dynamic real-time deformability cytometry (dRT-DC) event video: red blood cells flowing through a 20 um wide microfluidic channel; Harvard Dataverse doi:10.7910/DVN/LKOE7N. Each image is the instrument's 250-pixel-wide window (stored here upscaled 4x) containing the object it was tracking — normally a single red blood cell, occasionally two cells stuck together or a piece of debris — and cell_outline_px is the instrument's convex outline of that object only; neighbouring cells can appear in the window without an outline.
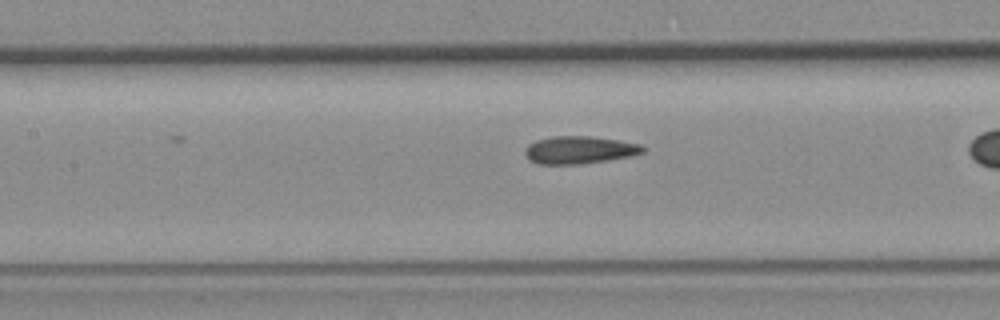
{"species": "common noctule bat (a hibernating species)", "species_latin": "Nyctalus noctula", "temperature_condition": "room temperature", "stored_images_in_passage": 32, "camera_frame_rate_fps": 3000, "um_per_image_px": 0.085, "animal": {"sex": "female", "body_mass_g": 19.3, "forearm_length_mm": 54.1}, "frame": {"image": 1, "passage_image": 14, "time_ms": 4.333, "image_size_px": [1000, 320], "cell_outline_px": [[644, 152], [632, 156], [608, 160], [580, 164], [536, 164], [528, 160], [524, 152], [524, 148], [528, 144], [536, 140], [552, 136], [588, 136], [616, 140], [640, 144], [644, 148]], "centroid_in_image_um": [49.19, 12.75], "position_along_channel_um": 158.2, "area_um2": 19.02}}